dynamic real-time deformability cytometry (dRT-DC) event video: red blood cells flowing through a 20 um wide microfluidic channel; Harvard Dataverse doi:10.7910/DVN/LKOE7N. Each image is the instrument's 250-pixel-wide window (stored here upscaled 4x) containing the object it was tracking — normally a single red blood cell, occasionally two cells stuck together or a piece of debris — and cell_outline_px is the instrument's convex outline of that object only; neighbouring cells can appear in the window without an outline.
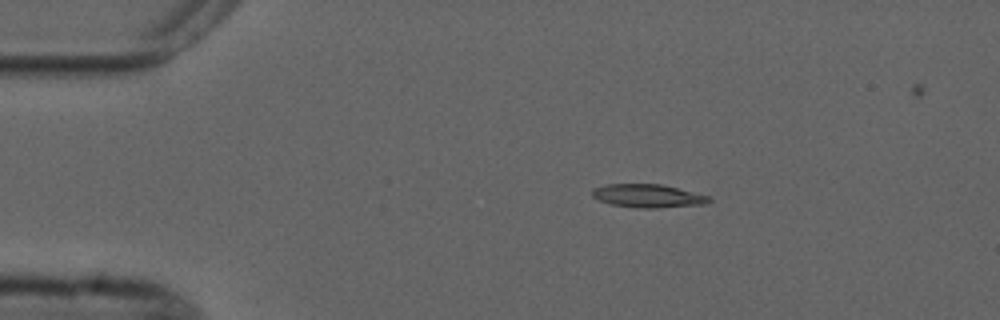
{"species": "common noctule bat (a hibernating species)", "species_latin": "Nyctalus noctula", "temperature_condition": "cold", "stored_images_in_passage": 5, "camera_frame_rate_fps": 3000, "um_per_image_px": 0.085, "animal": {"sex": "male", "forearm_length_mm": 52.5}, "frame": {"image": 1, "passage_image": 3, "time_ms": 2.333, "image_size_px": [1000, 320], "cell_outline_px": [[712, 200], [704, 204], [656, 208], [636, 208], [612, 204], [600, 200], [592, 196], [592, 188], [608, 184], [660, 184], [712, 196]], "centroid_in_image_um": [55.1, 16.65], "position_along_channel_um": 29.9, "area_um2": 15.84}}